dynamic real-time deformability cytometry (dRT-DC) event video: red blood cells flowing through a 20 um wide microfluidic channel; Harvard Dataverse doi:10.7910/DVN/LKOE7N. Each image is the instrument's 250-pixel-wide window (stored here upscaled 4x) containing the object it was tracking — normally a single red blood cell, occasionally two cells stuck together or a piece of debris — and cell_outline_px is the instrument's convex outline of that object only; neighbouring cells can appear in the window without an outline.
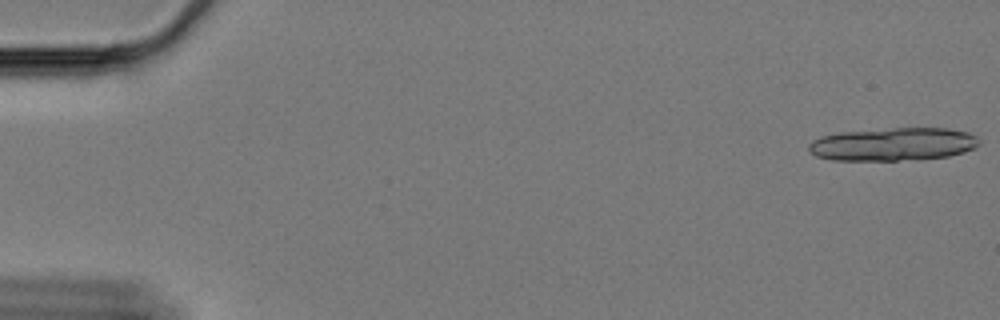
{"species": "Egyptian fruit bat (a non-hibernating species)", "species_latin": "Rousettus aegyptiacus", "temperature_condition": "cold", "stored_images_in_passage": 21, "camera_frame_rate_fps": 3000, "um_per_image_px": 0.085, "animal": {"sex": "female"}, "frame": {"image": 1, "passage_image": 1, "time_ms": 0.0, "image_size_px": [1000, 320], "cell_outline_px": [[980, 144], [976, 148], [964, 152], [948, 156], [896, 160], [832, 160], [816, 156], [808, 148], [808, 144], [812, 140], [824, 136], [840, 132], [896, 128], [944, 128], [968, 132], [976, 136]], "centroid_in_image_um": [75.93, 12.25], "position_along_channel_um": 9.1, "area_um2": 32.54}}